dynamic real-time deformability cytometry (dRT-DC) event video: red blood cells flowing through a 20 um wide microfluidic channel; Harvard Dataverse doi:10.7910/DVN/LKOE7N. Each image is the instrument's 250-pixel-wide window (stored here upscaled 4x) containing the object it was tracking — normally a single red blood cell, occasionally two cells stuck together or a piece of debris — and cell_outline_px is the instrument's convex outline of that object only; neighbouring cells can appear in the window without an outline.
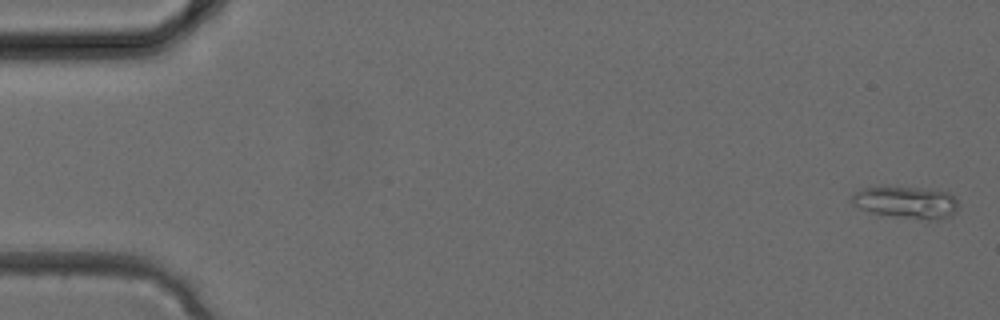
{"species": "common noctule bat (a hibernating species)", "species_latin": "Nyctalus noctula", "temperature_condition": "cold", "stored_images_in_passage": 34, "camera_frame_rate_fps": 3000, "um_per_image_px": 0.085, "animal": {"sex": "female", "body_mass_g": 24.6, "forearm_length_mm": 56.2}, "frame": {"image": 1, "passage_image": 1, "time_ms": 0.0, "image_size_px": [1000, 320], "cell_outline_px": [[956, 212], [952, 216], [932, 220], [928, 220], [896, 216], [872, 212], [860, 208], [852, 204], [852, 196], [856, 192], [864, 188], [920, 188], [948, 192], [956, 200]], "centroid_in_image_um": [77.06, 17.22], "position_along_channel_um": 7.9, "area_um2": 19.25}}
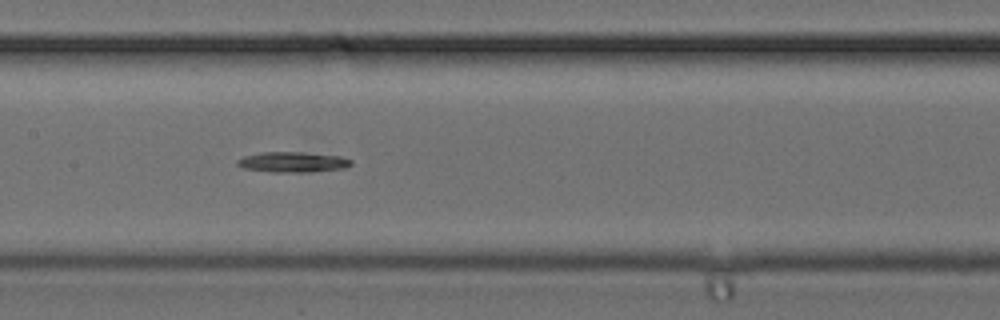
{"frame": {"image": 2, "passage_image": 17, "time_ms": 5.333, "image_size_px": [1000, 320], "cell_outline_px": [[352, 164], [344, 168], [308, 172], [272, 172], [240, 168], [236, 164], [236, 160], [244, 156], [260, 152], [304, 152], [340, 156], [352, 160]], "centroid_in_image_um": [24.84, 13.77], "position_along_channel_um": 182.6, "area_um2": 13.64}}
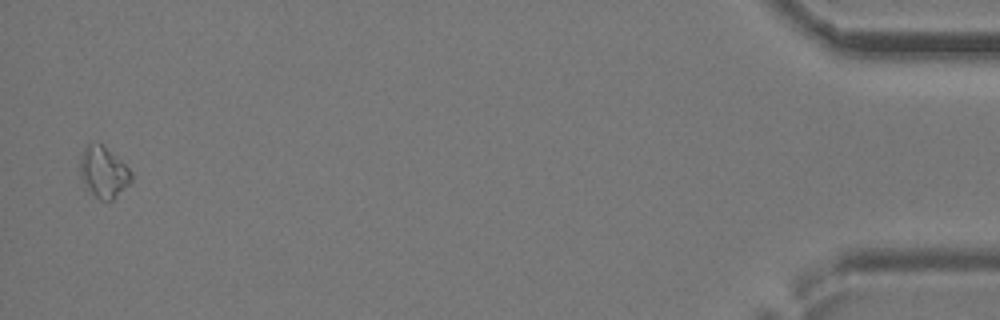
{"frame": {"image": 3, "passage_image": 34, "time_ms": 11.0, "image_size_px": [1000, 320], "cell_outline_px": [[132, 180], [112, 200], [100, 200], [88, 188], [80, 176], [80, 156], [84, 148], [88, 144], [100, 144], [120, 160], [132, 172]], "centroid_in_image_um": [8.79, 14.63], "position_along_channel_um": 426.4, "area_um2": 14.68}}